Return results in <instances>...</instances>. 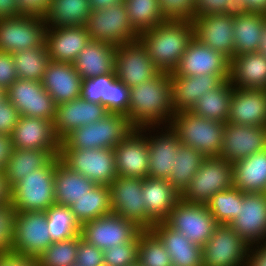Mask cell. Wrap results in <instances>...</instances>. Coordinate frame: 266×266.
<instances>
[{"instance_id":"obj_60","label":"cell","mask_w":266,"mask_h":266,"mask_svg":"<svg viewBox=\"0 0 266 266\" xmlns=\"http://www.w3.org/2000/svg\"><path fill=\"white\" fill-rule=\"evenodd\" d=\"M20 15L17 0H0V18Z\"/></svg>"},{"instance_id":"obj_34","label":"cell","mask_w":266,"mask_h":266,"mask_svg":"<svg viewBox=\"0 0 266 266\" xmlns=\"http://www.w3.org/2000/svg\"><path fill=\"white\" fill-rule=\"evenodd\" d=\"M95 185L89 178L66 166L58 156L54 174L56 204L70 207Z\"/></svg>"},{"instance_id":"obj_36","label":"cell","mask_w":266,"mask_h":266,"mask_svg":"<svg viewBox=\"0 0 266 266\" xmlns=\"http://www.w3.org/2000/svg\"><path fill=\"white\" fill-rule=\"evenodd\" d=\"M91 12L90 0H51L43 19L52 28L83 26Z\"/></svg>"},{"instance_id":"obj_23","label":"cell","mask_w":266,"mask_h":266,"mask_svg":"<svg viewBox=\"0 0 266 266\" xmlns=\"http://www.w3.org/2000/svg\"><path fill=\"white\" fill-rule=\"evenodd\" d=\"M107 109L100 103L88 102L77 98L56 106L53 129L62 141L69 133L108 115Z\"/></svg>"},{"instance_id":"obj_55","label":"cell","mask_w":266,"mask_h":266,"mask_svg":"<svg viewBox=\"0 0 266 266\" xmlns=\"http://www.w3.org/2000/svg\"><path fill=\"white\" fill-rule=\"evenodd\" d=\"M17 79L12 54L0 51V87L6 91Z\"/></svg>"},{"instance_id":"obj_3","label":"cell","mask_w":266,"mask_h":266,"mask_svg":"<svg viewBox=\"0 0 266 266\" xmlns=\"http://www.w3.org/2000/svg\"><path fill=\"white\" fill-rule=\"evenodd\" d=\"M169 125L182 145L195 148L205 157L220 156L225 123L183 111L174 114Z\"/></svg>"},{"instance_id":"obj_4","label":"cell","mask_w":266,"mask_h":266,"mask_svg":"<svg viewBox=\"0 0 266 266\" xmlns=\"http://www.w3.org/2000/svg\"><path fill=\"white\" fill-rule=\"evenodd\" d=\"M58 156L45 167L26 175L10 189V202L16 212L46 211L55 203L54 174Z\"/></svg>"},{"instance_id":"obj_50","label":"cell","mask_w":266,"mask_h":266,"mask_svg":"<svg viewBox=\"0 0 266 266\" xmlns=\"http://www.w3.org/2000/svg\"><path fill=\"white\" fill-rule=\"evenodd\" d=\"M16 214L17 212L10 201L0 204V253L12 249Z\"/></svg>"},{"instance_id":"obj_54","label":"cell","mask_w":266,"mask_h":266,"mask_svg":"<svg viewBox=\"0 0 266 266\" xmlns=\"http://www.w3.org/2000/svg\"><path fill=\"white\" fill-rule=\"evenodd\" d=\"M19 117V112L7 97L0 100V134L11 135Z\"/></svg>"},{"instance_id":"obj_39","label":"cell","mask_w":266,"mask_h":266,"mask_svg":"<svg viewBox=\"0 0 266 266\" xmlns=\"http://www.w3.org/2000/svg\"><path fill=\"white\" fill-rule=\"evenodd\" d=\"M232 92L233 86L226 80L218 88L203 94L191 112L206 119L227 123Z\"/></svg>"},{"instance_id":"obj_25","label":"cell","mask_w":266,"mask_h":266,"mask_svg":"<svg viewBox=\"0 0 266 266\" xmlns=\"http://www.w3.org/2000/svg\"><path fill=\"white\" fill-rule=\"evenodd\" d=\"M11 137L14 149L60 150L51 120L20 116Z\"/></svg>"},{"instance_id":"obj_64","label":"cell","mask_w":266,"mask_h":266,"mask_svg":"<svg viewBox=\"0 0 266 266\" xmlns=\"http://www.w3.org/2000/svg\"><path fill=\"white\" fill-rule=\"evenodd\" d=\"M258 52L262 53L266 57V19L264 24V29L260 39V44L258 47Z\"/></svg>"},{"instance_id":"obj_10","label":"cell","mask_w":266,"mask_h":266,"mask_svg":"<svg viewBox=\"0 0 266 266\" xmlns=\"http://www.w3.org/2000/svg\"><path fill=\"white\" fill-rule=\"evenodd\" d=\"M46 23L37 16L0 18V51L15 54L46 46Z\"/></svg>"},{"instance_id":"obj_42","label":"cell","mask_w":266,"mask_h":266,"mask_svg":"<svg viewBox=\"0 0 266 266\" xmlns=\"http://www.w3.org/2000/svg\"><path fill=\"white\" fill-rule=\"evenodd\" d=\"M124 4L130 24L138 35L166 21L158 0H124Z\"/></svg>"},{"instance_id":"obj_45","label":"cell","mask_w":266,"mask_h":266,"mask_svg":"<svg viewBox=\"0 0 266 266\" xmlns=\"http://www.w3.org/2000/svg\"><path fill=\"white\" fill-rule=\"evenodd\" d=\"M137 260L142 266H172L169 253L151 230L139 233Z\"/></svg>"},{"instance_id":"obj_26","label":"cell","mask_w":266,"mask_h":266,"mask_svg":"<svg viewBox=\"0 0 266 266\" xmlns=\"http://www.w3.org/2000/svg\"><path fill=\"white\" fill-rule=\"evenodd\" d=\"M227 123L266 127V89L233 87Z\"/></svg>"},{"instance_id":"obj_66","label":"cell","mask_w":266,"mask_h":266,"mask_svg":"<svg viewBox=\"0 0 266 266\" xmlns=\"http://www.w3.org/2000/svg\"><path fill=\"white\" fill-rule=\"evenodd\" d=\"M129 266H142V264L137 260L135 263H133Z\"/></svg>"},{"instance_id":"obj_12","label":"cell","mask_w":266,"mask_h":266,"mask_svg":"<svg viewBox=\"0 0 266 266\" xmlns=\"http://www.w3.org/2000/svg\"><path fill=\"white\" fill-rule=\"evenodd\" d=\"M249 250L247 244L227 224H218L202 247V266H244Z\"/></svg>"},{"instance_id":"obj_43","label":"cell","mask_w":266,"mask_h":266,"mask_svg":"<svg viewBox=\"0 0 266 266\" xmlns=\"http://www.w3.org/2000/svg\"><path fill=\"white\" fill-rule=\"evenodd\" d=\"M244 194L232 186L214 194L206 206L218 224L230 225L238 217Z\"/></svg>"},{"instance_id":"obj_46","label":"cell","mask_w":266,"mask_h":266,"mask_svg":"<svg viewBox=\"0 0 266 266\" xmlns=\"http://www.w3.org/2000/svg\"><path fill=\"white\" fill-rule=\"evenodd\" d=\"M78 244L79 235L51 243L37 258L40 266H71L76 264Z\"/></svg>"},{"instance_id":"obj_52","label":"cell","mask_w":266,"mask_h":266,"mask_svg":"<svg viewBox=\"0 0 266 266\" xmlns=\"http://www.w3.org/2000/svg\"><path fill=\"white\" fill-rule=\"evenodd\" d=\"M129 96V87L115 78L109 84L108 112L126 115L129 110Z\"/></svg>"},{"instance_id":"obj_57","label":"cell","mask_w":266,"mask_h":266,"mask_svg":"<svg viewBox=\"0 0 266 266\" xmlns=\"http://www.w3.org/2000/svg\"><path fill=\"white\" fill-rule=\"evenodd\" d=\"M0 266H40L36 257L8 251L0 253Z\"/></svg>"},{"instance_id":"obj_33","label":"cell","mask_w":266,"mask_h":266,"mask_svg":"<svg viewBox=\"0 0 266 266\" xmlns=\"http://www.w3.org/2000/svg\"><path fill=\"white\" fill-rule=\"evenodd\" d=\"M233 186L245 193H266V149L235 161Z\"/></svg>"},{"instance_id":"obj_48","label":"cell","mask_w":266,"mask_h":266,"mask_svg":"<svg viewBox=\"0 0 266 266\" xmlns=\"http://www.w3.org/2000/svg\"><path fill=\"white\" fill-rule=\"evenodd\" d=\"M247 12L242 0H195L194 16L224 14L237 17Z\"/></svg>"},{"instance_id":"obj_14","label":"cell","mask_w":266,"mask_h":266,"mask_svg":"<svg viewBox=\"0 0 266 266\" xmlns=\"http://www.w3.org/2000/svg\"><path fill=\"white\" fill-rule=\"evenodd\" d=\"M114 71L116 78L129 88L154 78L160 72L139 40L116 46Z\"/></svg>"},{"instance_id":"obj_37","label":"cell","mask_w":266,"mask_h":266,"mask_svg":"<svg viewBox=\"0 0 266 266\" xmlns=\"http://www.w3.org/2000/svg\"><path fill=\"white\" fill-rule=\"evenodd\" d=\"M265 19L266 14L257 12L234 17V56L258 51Z\"/></svg>"},{"instance_id":"obj_11","label":"cell","mask_w":266,"mask_h":266,"mask_svg":"<svg viewBox=\"0 0 266 266\" xmlns=\"http://www.w3.org/2000/svg\"><path fill=\"white\" fill-rule=\"evenodd\" d=\"M164 222L200 247L210 239L218 225L206 205L186 202L181 198Z\"/></svg>"},{"instance_id":"obj_51","label":"cell","mask_w":266,"mask_h":266,"mask_svg":"<svg viewBox=\"0 0 266 266\" xmlns=\"http://www.w3.org/2000/svg\"><path fill=\"white\" fill-rule=\"evenodd\" d=\"M165 20L193 22L195 0H158Z\"/></svg>"},{"instance_id":"obj_38","label":"cell","mask_w":266,"mask_h":266,"mask_svg":"<svg viewBox=\"0 0 266 266\" xmlns=\"http://www.w3.org/2000/svg\"><path fill=\"white\" fill-rule=\"evenodd\" d=\"M77 222L82 226L88 221L111 214L110 187L95 185L70 206Z\"/></svg>"},{"instance_id":"obj_58","label":"cell","mask_w":266,"mask_h":266,"mask_svg":"<svg viewBox=\"0 0 266 266\" xmlns=\"http://www.w3.org/2000/svg\"><path fill=\"white\" fill-rule=\"evenodd\" d=\"M244 266H266V241L249 246Z\"/></svg>"},{"instance_id":"obj_8","label":"cell","mask_w":266,"mask_h":266,"mask_svg":"<svg viewBox=\"0 0 266 266\" xmlns=\"http://www.w3.org/2000/svg\"><path fill=\"white\" fill-rule=\"evenodd\" d=\"M85 27L91 40L105 42L113 46L131 43L139 38L130 24L124 3L92 10Z\"/></svg>"},{"instance_id":"obj_47","label":"cell","mask_w":266,"mask_h":266,"mask_svg":"<svg viewBox=\"0 0 266 266\" xmlns=\"http://www.w3.org/2000/svg\"><path fill=\"white\" fill-rule=\"evenodd\" d=\"M115 78V73H109L92 78L82 79L80 97L88 102L100 103L108 111L109 84Z\"/></svg>"},{"instance_id":"obj_44","label":"cell","mask_w":266,"mask_h":266,"mask_svg":"<svg viewBox=\"0 0 266 266\" xmlns=\"http://www.w3.org/2000/svg\"><path fill=\"white\" fill-rule=\"evenodd\" d=\"M45 213L52 242H59L80 234L81 226L75 219L70 207L54 204Z\"/></svg>"},{"instance_id":"obj_7","label":"cell","mask_w":266,"mask_h":266,"mask_svg":"<svg viewBox=\"0 0 266 266\" xmlns=\"http://www.w3.org/2000/svg\"><path fill=\"white\" fill-rule=\"evenodd\" d=\"M60 160L97 185L109 186L118 176L113 149H75L60 142Z\"/></svg>"},{"instance_id":"obj_5","label":"cell","mask_w":266,"mask_h":266,"mask_svg":"<svg viewBox=\"0 0 266 266\" xmlns=\"http://www.w3.org/2000/svg\"><path fill=\"white\" fill-rule=\"evenodd\" d=\"M134 129L126 115L109 113L97 122L72 131L62 142L75 149H114Z\"/></svg>"},{"instance_id":"obj_2","label":"cell","mask_w":266,"mask_h":266,"mask_svg":"<svg viewBox=\"0 0 266 266\" xmlns=\"http://www.w3.org/2000/svg\"><path fill=\"white\" fill-rule=\"evenodd\" d=\"M194 37V25L189 21L166 20L139 35L149 58L162 72H173L188 44Z\"/></svg>"},{"instance_id":"obj_15","label":"cell","mask_w":266,"mask_h":266,"mask_svg":"<svg viewBox=\"0 0 266 266\" xmlns=\"http://www.w3.org/2000/svg\"><path fill=\"white\" fill-rule=\"evenodd\" d=\"M141 231L134 222L111 213L83 224L80 234L88 243L104 251L132 241Z\"/></svg>"},{"instance_id":"obj_62","label":"cell","mask_w":266,"mask_h":266,"mask_svg":"<svg viewBox=\"0 0 266 266\" xmlns=\"http://www.w3.org/2000/svg\"><path fill=\"white\" fill-rule=\"evenodd\" d=\"M10 201V189L7 186V182L4 173H0V204Z\"/></svg>"},{"instance_id":"obj_22","label":"cell","mask_w":266,"mask_h":266,"mask_svg":"<svg viewBox=\"0 0 266 266\" xmlns=\"http://www.w3.org/2000/svg\"><path fill=\"white\" fill-rule=\"evenodd\" d=\"M194 37L222 53L229 60L234 56V17L224 14L194 16Z\"/></svg>"},{"instance_id":"obj_32","label":"cell","mask_w":266,"mask_h":266,"mask_svg":"<svg viewBox=\"0 0 266 266\" xmlns=\"http://www.w3.org/2000/svg\"><path fill=\"white\" fill-rule=\"evenodd\" d=\"M115 49L111 44L90 40L73 65L82 79L115 73Z\"/></svg>"},{"instance_id":"obj_9","label":"cell","mask_w":266,"mask_h":266,"mask_svg":"<svg viewBox=\"0 0 266 266\" xmlns=\"http://www.w3.org/2000/svg\"><path fill=\"white\" fill-rule=\"evenodd\" d=\"M109 187L111 213L134 222L142 230H150L156 224L145 209L142 178L117 176Z\"/></svg>"},{"instance_id":"obj_59","label":"cell","mask_w":266,"mask_h":266,"mask_svg":"<svg viewBox=\"0 0 266 266\" xmlns=\"http://www.w3.org/2000/svg\"><path fill=\"white\" fill-rule=\"evenodd\" d=\"M11 135L0 134V173H4L13 152Z\"/></svg>"},{"instance_id":"obj_27","label":"cell","mask_w":266,"mask_h":266,"mask_svg":"<svg viewBox=\"0 0 266 266\" xmlns=\"http://www.w3.org/2000/svg\"><path fill=\"white\" fill-rule=\"evenodd\" d=\"M90 40L85 25L46 29L45 43L51 61L73 64Z\"/></svg>"},{"instance_id":"obj_16","label":"cell","mask_w":266,"mask_h":266,"mask_svg":"<svg viewBox=\"0 0 266 266\" xmlns=\"http://www.w3.org/2000/svg\"><path fill=\"white\" fill-rule=\"evenodd\" d=\"M6 97L16 107L20 116L51 121L55 118L57 105L41 81L17 79L6 90Z\"/></svg>"},{"instance_id":"obj_41","label":"cell","mask_w":266,"mask_h":266,"mask_svg":"<svg viewBox=\"0 0 266 266\" xmlns=\"http://www.w3.org/2000/svg\"><path fill=\"white\" fill-rule=\"evenodd\" d=\"M19 79L42 81L50 62L47 46H39L12 54Z\"/></svg>"},{"instance_id":"obj_61","label":"cell","mask_w":266,"mask_h":266,"mask_svg":"<svg viewBox=\"0 0 266 266\" xmlns=\"http://www.w3.org/2000/svg\"><path fill=\"white\" fill-rule=\"evenodd\" d=\"M248 12L266 14V0H242Z\"/></svg>"},{"instance_id":"obj_53","label":"cell","mask_w":266,"mask_h":266,"mask_svg":"<svg viewBox=\"0 0 266 266\" xmlns=\"http://www.w3.org/2000/svg\"><path fill=\"white\" fill-rule=\"evenodd\" d=\"M78 266H104L103 250L88 243L79 234L78 253L76 257Z\"/></svg>"},{"instance_id":"obj_35","label":"cell","mask_w":266,"mask_h":266,"mask_svg":"<svg viewBox=\"0 0 266 266\" xmlns=\"http://www.w3.org/2000/svg\"><path fill=\"white\" fill-rule=\"evenodd\" d=\"M60 150L13 149L4 176L11 189L18 181L36 169L45 167Z\"/></svg>"},{"instance_id":"obj_29","label":"cell","mask_w":266,"mask_h":266,"mask_svg":"<svg viewBox=\"0 0 266 266\" xmlns=\"http://www.w3.org/2000/svg\"><path fill=\"white\" fill-rule=\"evenodd\" d=\"M228 80L233 87L266 89V57L258 51L233 56Z\"/></svg>"},{"instance_id":"obj_56","label":"cell","mask_w":266,"mask_h":266,"mask_svg":"<svg viewBox=\"0 0 266 266\" xmlns=\"http://www.w3.org/2000/svg\"><path fill=\"white\" fill-rule=\"evenodd\" d=\"M21 15L44 18L49 10L51 0H17Z\"/></svg>"},{"instance_id":"obj_65","label":"cell","mask_w":266,"mask_h":266,"mask_svg":"<svg viewBox=\"0 0 266 266\" xmlns=\"http://www.w3.org/2000/svg\"><path fill=\"white\" fill-rule=\"evenodd\" d=\"M6 97V91L0 87V100Z\"/></svg>"},{"instance_id":"obj_28","label":"cell","mask_w":266,"mask_h":266,"mask_svg":"<svg viewBox=\"0 0 266 266\" xmlns=\"http://www.w3.org/2000/svg\"><path fill=\"white\" fill-rule=\"evenodd\" d=\"M41 82L56 105L80 98L82 78L73 64L50 60Z\"/></svg>"},{"instance_id":"obj_13","label":"cell","mask_w":266,"mask_h":266,"mask_svg":"<svg viewBox=\"0 0 266 266\" xmlns=\"http://www.w3.org/2000/svg\"><path fill=\"white\" fill-rule=\"evenodd\" d=\"M51 243L45 211L17 212L11 251L38 258Z\"/></svg>"},{"instance_id":"obj_31","label":"cell","mask_w":266,"mask_h":266,"mask_svg":"<svg viewBox=\"0 0 266 266\" xmlns=\"http://www.w3.org/2000/svg\"><path fill=\"white\" fill-rule=\"evenodd\" d=\"M142 194L148 216L155 222H163L175 207L181 194L167 179H142Z\"/></svg>"},{"instance_id":"obj_40","label":"cell","mask_w":266,"mask_h":266,"mask_svg":"<svg viewBox=\"0 0 266 266\" xmlns=\"http://www.w3.org/2000/svg\"><path fill=\"white\" fill-rule=\"evenodd\" d=\"M204 158L195 148L181 145L177 157H174V168L167 181L181 194L200 169Z\"/></svg>"},{"instance_id":"obj_17","label":"cell","mask_w":266,"mask_h":266,"mask_svg":"<svg viewBox=\"0 0 266 266\" xmlns=\"http://www.w3.org/2000/svg\"><path fill=\"white\" fill-rule=\"evenodd\" d=\"M160 127L161 126L144 127V136L148 140L149 150L148 177L168 179L172 173V168H174V157H177L179 147L182 144L179 141L178 135L170 125H166L162 128ZM155 128L159 130L162 129V131L156 133L157 135L155 133H152L154 135L150 134L151 132H155ZM147 131L150 132L146 133Z\"/></svg>"},{"instance_id":"obj_30","label":"cell","mask_w":266,"mask_h":266,"mask_svg":"<svg viewBox=\"0 0 266 266\" xmlns=\"http://www.w3.org/2000/svg\"><path fill=\"white\" fill-rule=\"evenodd\" d=\"M169 253L172 266H202V247L193 244L181 232L170 228L164 221L150 229Z\"/></svg>"},{"instance_id":"obj_19","label":"cell","mask_w":266,"mask_h":266,"mask_svg":"<svg viewBox=\"0 0 266 266\" xmlns=\"http://www.w3.org/2000/svg\"><path fill=\"white\" fill-rule=\"evenodd\" d=\"M113 151L118 176L142 179L148 177L149 150L144 127L135 128Z\"/></svg>"},{"instance_id":"obj_49","label":"cell","mask_w":266,"mask_h":266,"mask_svg":"<svg viewBox=\"0 0 266 266\" xmlns=\"http://www.w3.org/2000/svg\"><path fill=\"white\" fill-rule=\"evenodd\" d=\"M139 234L130 242L103 251L104 266H129L138 259Z\"/></svg>"},{"instance_id":"obj_20","label":"cell","mask_w":266,"mask_h":266,"mask_svg":"<svg viewBox=\"0 0 266 266\" xmlns=\"http://www.w3.org/2000/svg\"><path fill=\"white\" fill-rule=\"evenodd\" d=\"M266 149V127L225 123L220 157L233 163Z\"/></svg>"},{"instance_id":"obj_24","label":"cell","mask_w":266,"mask_h":266,"mask_svg":"<svg viewBox=\"0 0 266 266\" xmlns=\"http://www.w3.org/2000/svg\"><path fill=\"white\" fill-rule=\"evenodd\" d=\"M171 75L172 107L175 114L191 111L198 99L208 90L218 88L229 75L205 74L195 76Z\"/></svg>"},{"instance_id":"obj_6","label":"cell","mask_w":266,"mask_h":266,"mask_svg":"<svg viewBox=\"0 0 266 266\" xmlns=\"http://www.w3.org/2000/svg\"><path fill=\"white\" fill-rule=\"evenodd\" d=\"M232 186V163L220 156L205 157L200 169L181 193V199L206 205L214 194Z\"/></svg>"},{"instance_id":"obj_1","label":"cell","mask_w":266,"mask_h":266,"mask_svg":"<svg viewBox=\"0 0 266 266\" xmlns=\"http://www.w3.org/2000/svg\"><path fill=\"white\" fill-rule=\"evenodd\" d=\"M129 90L126 117L134 128L171 123L175 112L172 107L170 73L160 71L154 78Z\"/></svg>"},{"instance_id":"obj_63","label":"cell","mask_w":266,"mask_h":266,"mask_svg":"<svg viewBox=\"0 0 266 266\" xmlns=\"http://www.w3.org/2000/svg\"><path fill=\"white\" fill-rule=\"evenodd\" d=\"M116 3H124V0H90L92 10L108 8L110 5H114Z\"/></svg>"},{"instance_id":"obj_18","label":"cell","mask_w":266,"mask_h":266,"mask_svg":"<svg viewBox=\"0 0 266 266\" xmlns=\"http://www.w3.org/2000/svg\"><path fill=\"white\" fill-rule=\"evenodd\" d=\"M229 65L226 56L193 37L173 73L178 76L229 75Z\"/></svg>"},{"instance_id":"obj_21","label":"cell","mask_w":266,"mask_h":266,"mask_svg":"<svg viewBox=\"0 0 266 266\" xmlns=\"http://www.w3.org/2000/svg\"><path fill=\"white\" fill-rule=\"evenodd\" d=\"M230 226L249 246L266 241V193H245Z\"/></svg>"}]
</instances>
